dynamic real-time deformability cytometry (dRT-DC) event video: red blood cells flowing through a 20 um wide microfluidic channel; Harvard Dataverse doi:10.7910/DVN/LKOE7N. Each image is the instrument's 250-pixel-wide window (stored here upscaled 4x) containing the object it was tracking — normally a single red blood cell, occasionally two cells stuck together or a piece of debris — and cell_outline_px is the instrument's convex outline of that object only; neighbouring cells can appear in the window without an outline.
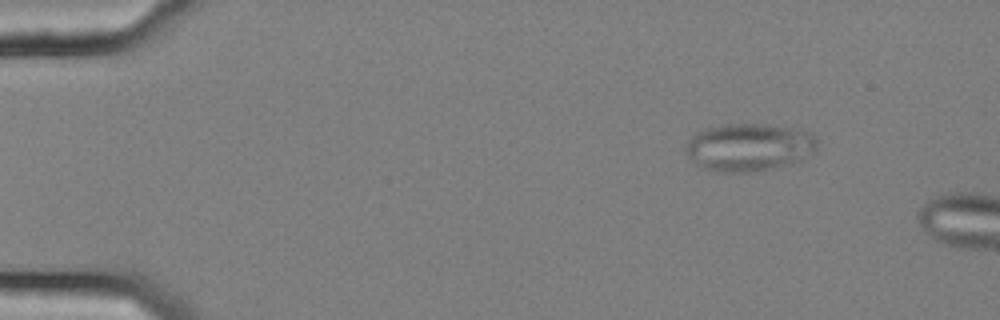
{"species": "common noctule bat (a hibernating species)", "species_latin": "Nyctalus noctula", "temperature_condition": "cold", "stored_images_in_passage": 5, "camera_frame_rate_fps": 3000, "um_per_image_px": 0.085, "animal": {"sex": "female", "body_mass_g": 25.1}, "frame": {"image": 1, "passage_image": 1, "time_ms": 0.0, "image_size_px": [1000, 320], "cell_outline_px": [[816, 148], [800, 160], [752, 172], [720, 172], [696, 164], [688, 156], [684, 148], [688, 140], [696, 132], [708, 128], [728, 124], [764, 124], [812, 132], [816, 140]], "centroid_in_image_um": [63.62, 12.5], "position_along_channel_um": 21.4, "area_um2": 35.84}}